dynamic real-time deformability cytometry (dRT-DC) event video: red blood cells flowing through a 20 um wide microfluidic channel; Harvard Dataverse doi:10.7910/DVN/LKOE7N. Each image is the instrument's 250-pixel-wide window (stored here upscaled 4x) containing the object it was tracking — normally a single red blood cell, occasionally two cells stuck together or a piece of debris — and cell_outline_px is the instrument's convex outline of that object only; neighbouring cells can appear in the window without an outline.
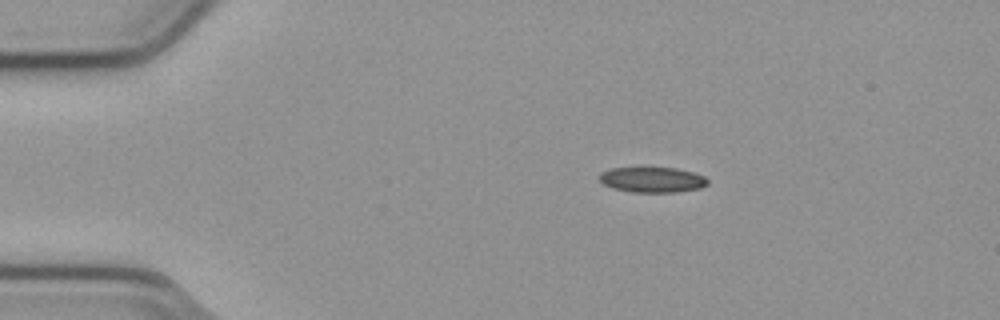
{"species": "common noctule bat (a hibernating species)", "species_latin": "Nyctalus noctula", "temperature_condition": "cold", "stored_images_in_passage": 45, "camera_frame_rate_fps": 3000, "um_per_image_px": 0.085, "animal": {"sex": "male", "body_mass_g": 23.1, "forearm_length_mm": 52.7}, "frame": {"image": 1, "passage_image": 1, "time_ms": 0.0, "image_size_px": [1000, 320], "cell_outline_px": [[708, 184], [700, 188], [676, 192], [632, 192], [612, 188], [604, 184], [600, 180], [600, 172], [612, 168], [640, 164], [676, 168], [692, 172], [704, 176], [708, 180]], "centroid_in_image_um": [55.4, 15.22], "position_along_channel_um": 29.6, "area_um2": 16.82}}
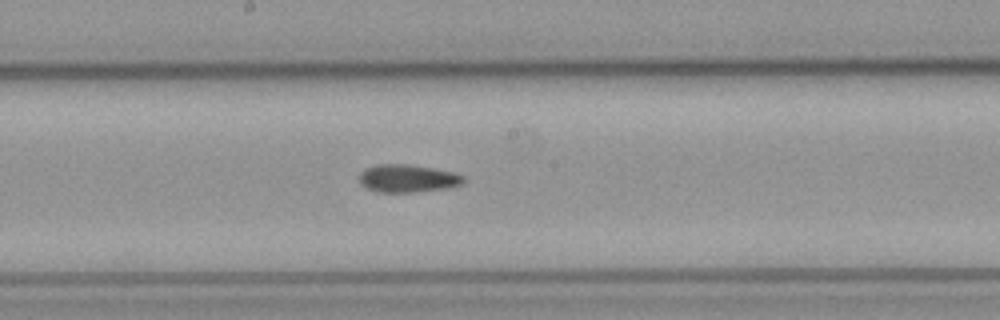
{"frame": {"image": 2, "passage_image": 20, "time_ms": 6.333, "image_size_px": [1000, 320], "cell_outline_px": [[464, 180], [460, 184], [448, 188], [416, 192], [376, 192], [360, 184], [360, 172], [364, 168], [376, 164], [408, 164], [432, 168], [452, 172], [464, 176]], "centroid_in_image_um": [34.61, 15.16], "position_along_channel_um": 213.6, "area_um2": 16.88}}
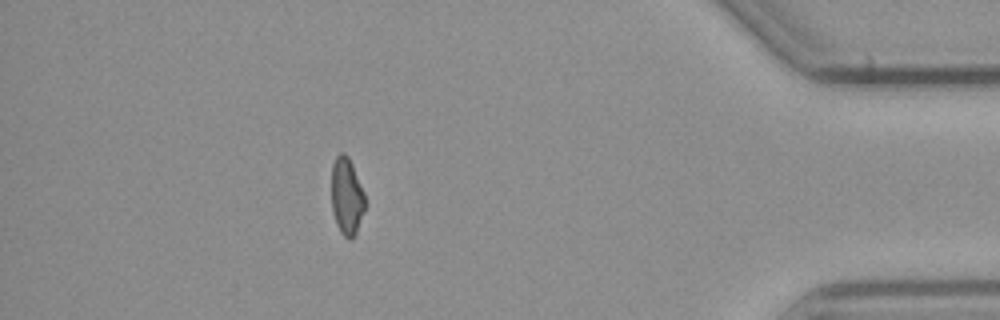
{"frame": {"image": 3, "passage_image": 39, "time_ms": 12.667, "image_size_px": [1000, 320], "cell_outline_px": [[364, 208], [356, 232], [352, 240], [348, 240], [340, 232], [336, 224], [332, 212], [332, 164], [336, 156], [340, 152], [344, 152], [348, 156], [352, 164], [364, 192]], "centroid_in_image_um": [29.45, 16.68], "position_along_channel_um": 405.8, "area_um2": 15.03}, "authors_computed_cell_mechanics": {"area_um2": 16.4152, "velocity_mm_per_s": 3.804, "shape_relaxation_time_tau1_ms": null, "shape_relaxation_time_tau2_ms": 7.5706, "deformation_change_tau1": null, "deformation_change_tau2": 0.148}}